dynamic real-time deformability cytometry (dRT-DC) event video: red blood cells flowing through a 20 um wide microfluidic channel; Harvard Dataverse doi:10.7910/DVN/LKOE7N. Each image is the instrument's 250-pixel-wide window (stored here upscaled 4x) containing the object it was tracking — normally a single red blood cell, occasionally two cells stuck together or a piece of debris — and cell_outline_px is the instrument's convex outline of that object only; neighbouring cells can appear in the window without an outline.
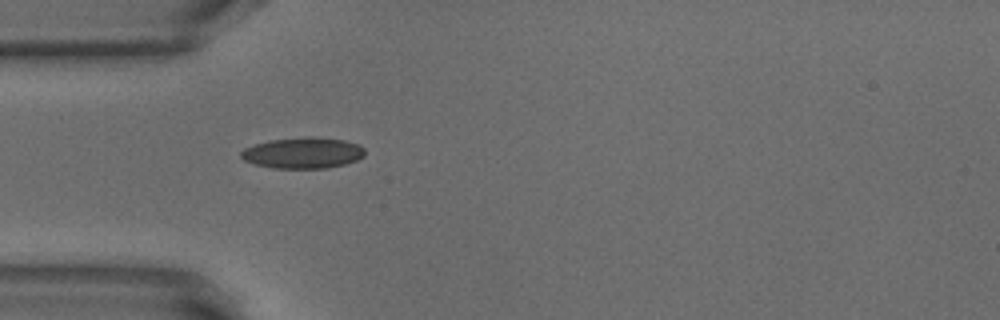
{"species": "common noctule bat (a hibernating species)", "species_latin": "Nyctalus noctula", "temperature_condition": "warm", "stored_images_in_passage": 38, "camera_frame_rate_fps": 3000, "um_per_image_px": 0.085, "animal": {"sex": "male", "body_mass_g": 18.8}, "frame": {"image": 1, "passage_image": 1, "time_ms": 0.0, "image_size_px": [1000, 320], "cell_outline_px": [[364, 156], [356, 160], [344, 164], [324, 168], [272, 168], [256, 164], [244, 160], [240, 156], [240, 152], [244, 148], [268, 140], [308, 136], [312, 136], [344, 140], [360, 144], [364, 148]], "centroid_in_image_um": [25.75, 12.98], "position_along_channel_um": 59.3, "area_um2": 22.43}}
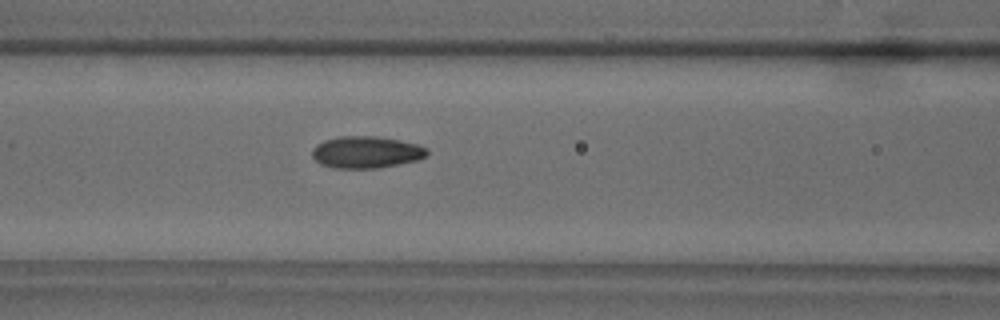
{"frame": {"image": 2, "passage_image": 7, "time_ms": 2.0, "image_size_px": [1000, 320], "cell_outline_px": [[428, 156], [416, 160], [380, 168], [332, 168], [320, 164], [312, 156], [312, 148], [316, 144], [324, 140], [340, 136], [376, 136], [400, 140], [420, 144], [428, 148]], "centroid_in_image_um": [31.14, 12.93], "position_along_channel_um": 135.5, "area_um2": 21.62}}
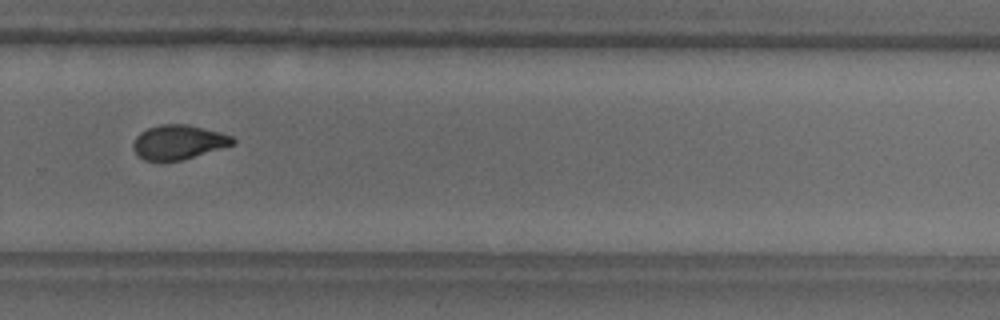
{"frame": {"image": 3, "passage_image": 21, "time_ms": 6.667, "image_size_px": [1000, 320], "cell_outline_px": [[236, 144], [180, 160], [160, 164], [144, 160], [136, 156], [132, 148], [132, 144], [136, 136], [140, 132], [148, 128], [160, 124], [188, 124], [220, 132], [232, 136], [236, 140]], "centroid_in_image_um": [15.11, 12.11], "position_along_channel_um": 314.7, "area_um2": 20.52}, "authors_computed_cell_mechanics": {"area_um2": 20.5479, "velocity_mm_per_s": 3.8447, "shape_relaxation_time_tau1_ms": 4.9169, "shape_relaxation_time_tau2_ms": 2.4149, "deformation_change_tau1": 0.1451, "deformation_change_tau2": 0.0782}}